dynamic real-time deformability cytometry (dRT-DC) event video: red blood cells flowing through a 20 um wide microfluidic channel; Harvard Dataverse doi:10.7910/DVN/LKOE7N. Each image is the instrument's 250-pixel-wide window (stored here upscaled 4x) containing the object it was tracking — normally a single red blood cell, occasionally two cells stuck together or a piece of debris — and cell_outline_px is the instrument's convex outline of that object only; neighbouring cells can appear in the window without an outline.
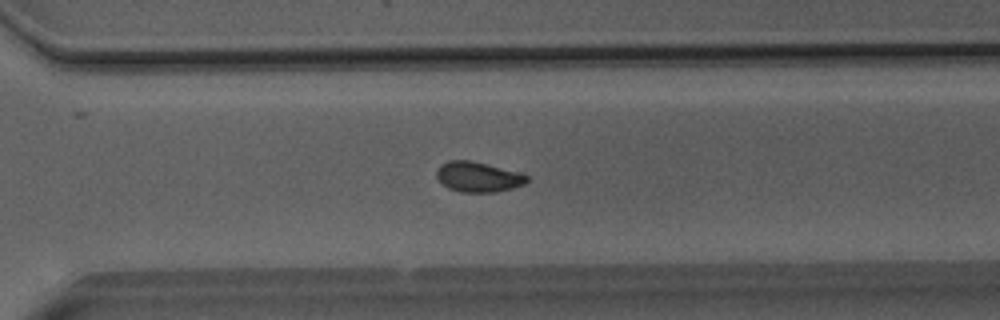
{"species": "Egyptian fruit bat (a non-hibernating species)", "species_latin": "Rousettus aegyptiacus", "temperature_condition": "room temperature", "stored_images_in_passage": 45, "camera_frame_rate_fps": 3000, "um_per_image_px": 0.085, "animal": {"sex": "male"}, "frame": {"image": 1, "passage_image": 30, "time_ms": 9.667, "image_size_px": [1000, 320], "cell_outline_px": [[528, 180], [524, 184], [512, 188], [496, 192], [460, 192], [448, 188], [436, 176], [436, 172], [440, 164], [448, 160], [472, 160], [516, 172], [528, 176]], "centroid_in_image_um": [40.6, 15.03], "position_along_channel_um": 330.0, "area_um2": 15.72}}
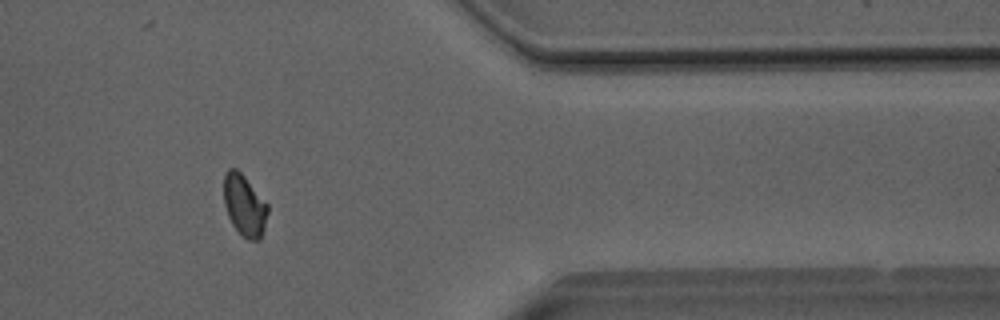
{"frame": {"image": 2, "passage_image": 36, "time_ms": 11.667, "image_size_px": [1000, 320], "cell_outline_px": [[268, 212], [264, 228], [260, 240], [248, 240], [232, 224], [228, 216], [224, 204], [224, 172], [228, 168], [236, 168], [244, 176], [268, 204]], "centroid_in_image_um": [20.77, 17.44], "position_along_channel_um": 390.6, "area_um2": 15.66}}
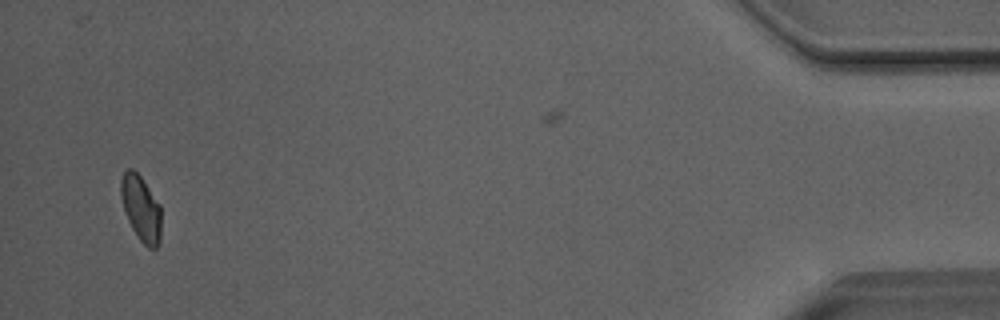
{"frame": {"image": 3, "passage_image": 43, "time_ms": 14.0, "image_size_px": [1000, 320], "cell_outline_px": [[160, 240], [156, 248], [148, 248], [140, 240], [132, 228], [124, 212], [120, 196], [120, 180], [124, 172], [128, 168], [132, 168], [140, 176], [160, 204]], "centroid_in_image_um": [11.96, 17.7], "position_along_channel_um": 423.2, "area_um2": 15.37}, "authors_computed_cell_mechanics": {"area_um2": 16.0106, "velocity_mm_per_s": 4.0402, "shape_relaxation_time_tau1_ms": 5.007, "shape_relaxation_time_tau2_ms": 1.6591, "deformation_change_tau1": 0.0986, "deformation_change_tau2": 0.0474}}